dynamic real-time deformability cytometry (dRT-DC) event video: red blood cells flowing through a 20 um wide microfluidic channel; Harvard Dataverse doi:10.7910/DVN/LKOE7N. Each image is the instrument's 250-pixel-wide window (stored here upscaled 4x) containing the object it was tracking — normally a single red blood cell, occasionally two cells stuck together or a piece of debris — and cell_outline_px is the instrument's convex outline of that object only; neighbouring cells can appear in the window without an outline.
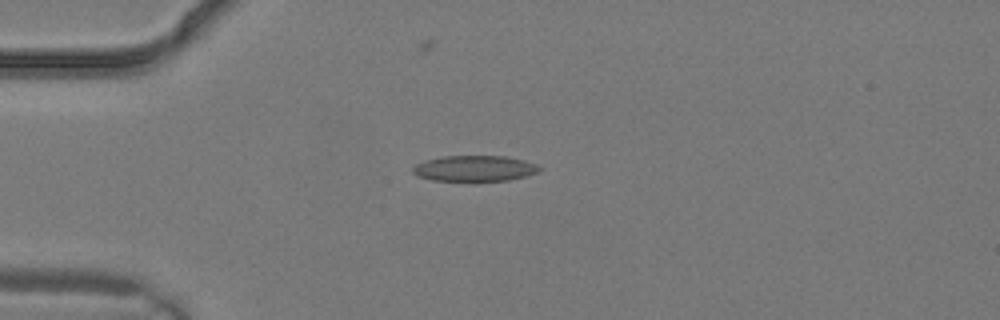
{"species": "common noctule bat (a hibernating species)", "species_latin": "Nyctalus noctula", "temperature_condition": "warm", "stored_images_in_passage": 3, "camera_frame_rate_fps": 3000, "um_per_image_px": 0.085, "animal": {"sex": "male", "body_mass_g": 19.2, "forearm_length_mm": 51.8}, "frame": {"image": 1, "passage_image": 3, "time_ms": 0.667, "image_size_px": [1000, 320], "cell_outline_px": [[544, 168], [528, 176], [508, 180], [476, 184], [432, 180], [416, 176], [412, 172], [412, 168], [416, 164], [424, 160], [444, 156], [504, 156], [524, 160], [536, 164]], "centroid_in_image_um": [40.32, 14.37], "position_along_channel_um": 44.7, "area_um2": 20.06}}